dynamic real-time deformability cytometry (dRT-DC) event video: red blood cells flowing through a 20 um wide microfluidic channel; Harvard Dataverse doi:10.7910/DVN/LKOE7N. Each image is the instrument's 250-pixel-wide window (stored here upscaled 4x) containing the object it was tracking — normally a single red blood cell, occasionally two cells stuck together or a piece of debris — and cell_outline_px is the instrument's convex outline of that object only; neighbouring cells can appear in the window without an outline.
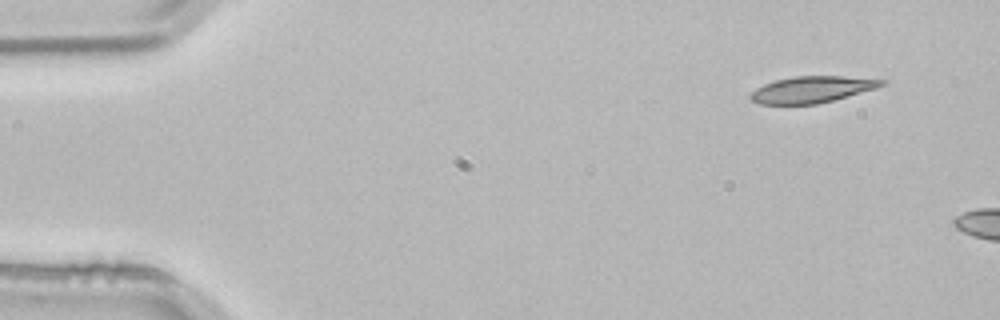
{"species": "common noctule bat (a hibernating species)", "species_latin": "Nyctalus noctula", "temperature_condition": "room temperature", "stored_images_in_passage": 3, "camera_frame_rate_fps": 3000, "um_per_image_px": 0.085, "animal": {"sex": "male", "body_mass_g": 21.5, "forearm_length_mm": 52.0}, "frame": {"image": 1, "passage_image": 1, "time_ms": 0.0, "image_size_px": [1000, 320], "cell_outline_px": [[888, 80], [884, 84], [876, 88], [832, 100], [816, 104], [760, 104], [752, 100], [748, 96], [756, 88], [764, 84], [776, 80], [796, 76], [840, 76]], "centroid_in_image_um": [68.99, 7.6], "position_along_channel_um": 16.0, "area_um2": 19.94}}
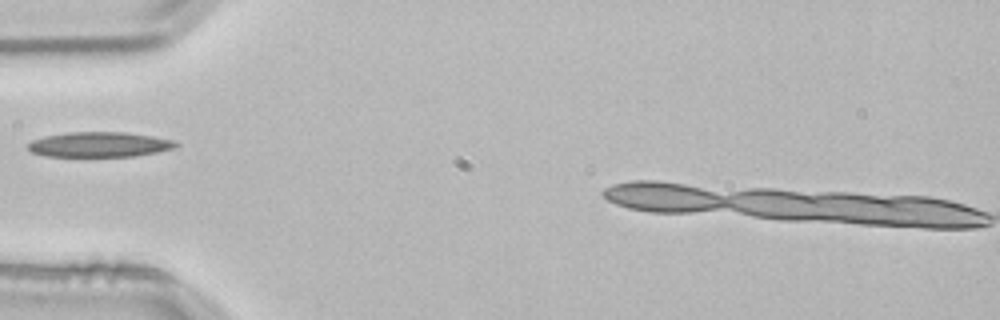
{"frame": {"image": 2, "passage_image": 3, "time_ms": 0.667, "image_size_px": [1000, 320], "cell_outline_px": [[180, 144], [176, 148], [136, 156], [44, 156], [32, 152], [28, 148], [28, 144], [32, 140], [44, 136], [68, 132], [128, 132], [176, 140]], "centroid_in_image_um": [8.49, 12.28], "position_along_channel_um": 76.5, "area_um2": 21.73}}